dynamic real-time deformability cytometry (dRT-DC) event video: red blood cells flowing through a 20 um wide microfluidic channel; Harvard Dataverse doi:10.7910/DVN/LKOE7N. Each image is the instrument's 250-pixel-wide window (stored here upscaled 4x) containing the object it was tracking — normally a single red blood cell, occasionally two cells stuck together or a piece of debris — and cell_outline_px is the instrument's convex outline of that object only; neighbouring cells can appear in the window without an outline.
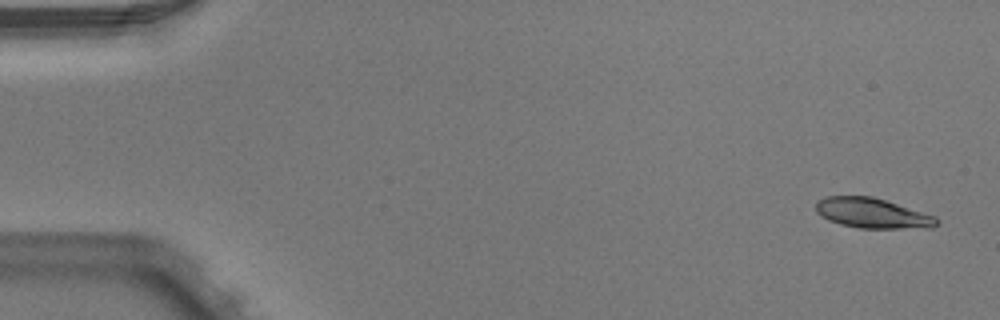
{"species": "Egyptian fruit bat (a non-hibernating species)", "species_latin": "Rousettus aegyptiacus", "temperature_condition": "warm", "stored_images_in_passage": 4, "camera_frame_rate_fps": 3000, "um_per_image_px": 0.085, "animal": {"sex": "male"}, "frame": {"image": 1, "passage_image": 1, "time_ms": 0.0, "image_size_px": [1000, 320], "cell_outline_px": [[940, 220], [932, 228], [860, 228], [840, 224], [828, 220], [820, 216], [816, 212], [816, 204], [824, 196], [872, 196], [936, 216]], "centroid_in_image_um": [74.15, 18.12], "position_along_channel_um": 10.9, "area_um2": 21.15}}
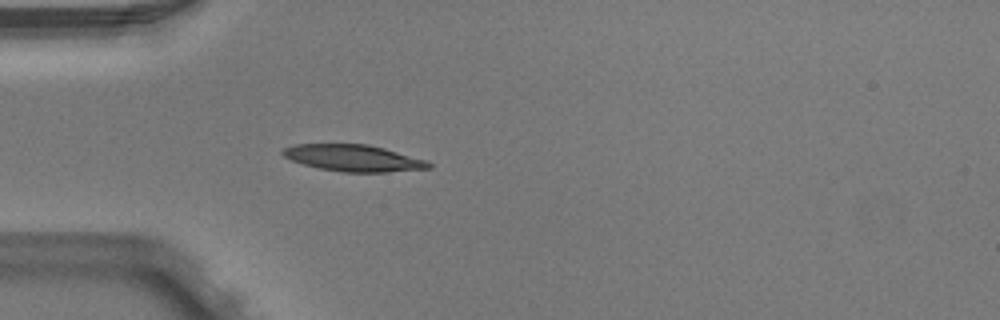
{"frame": {"image": 2, "passage_image": 4, "time_ms": 1.0, "image_size_px": [1000, 320], "cell_outline_px": [[432, 168], [388, 172], [344, 172], [320, 168], [304, 164], [292, 160], [284, 156], [280, 152], [284, 148], [296, 144], [368, 144], [384, 148], [428, 160], [432, 164]], "centroid_in_image_um": [30.09, 13.43], "position_along_channel_um": 54.9, "area_um2": 22.6}}